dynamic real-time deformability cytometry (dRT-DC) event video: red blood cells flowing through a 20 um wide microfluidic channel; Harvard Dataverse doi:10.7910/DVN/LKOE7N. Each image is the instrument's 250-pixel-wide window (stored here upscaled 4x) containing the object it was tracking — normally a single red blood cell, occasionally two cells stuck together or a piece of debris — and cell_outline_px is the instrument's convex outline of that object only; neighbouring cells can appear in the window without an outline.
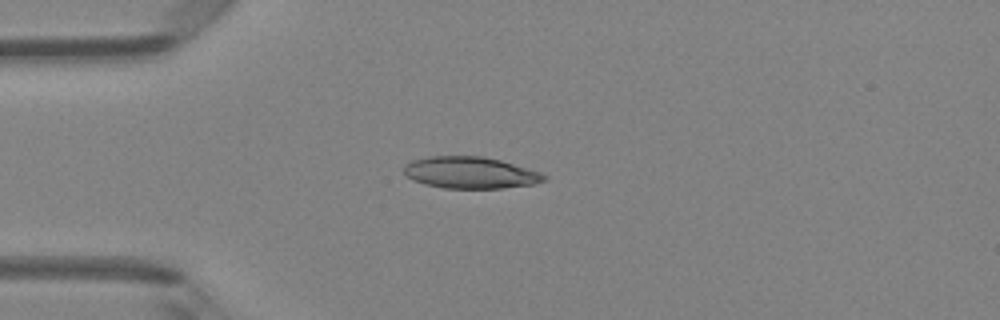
{"species": "Egyptian fruit bat (a non-hibernating species)", "species_latin": "Rousettus aegyptiacus", "temperature_condition": "room temperature", "stored_images_in_passage": 5, "camera_frame_rate_fps": 3000, "um_per_image_px": 0.085, "animal": {"sex": "female"}, "frame": {"image": 1, "passage_image": 3, "time_ms": 0.667, "image_size_px": [1000, 320], "cell_outline_px": [[548, 180], [532, 184], [504, 188], [444, 188], [424, 184], [412, 180], [404, 172], [404, 164], [412, 160], [428, 156], [480, 156], [500, 160], [528, 168], [540, 172], [548, 176]], "centroid_in_image_um": [39.98, 14.67], "position_along_channel_um": 45.0, "area_um2": 25.95}}
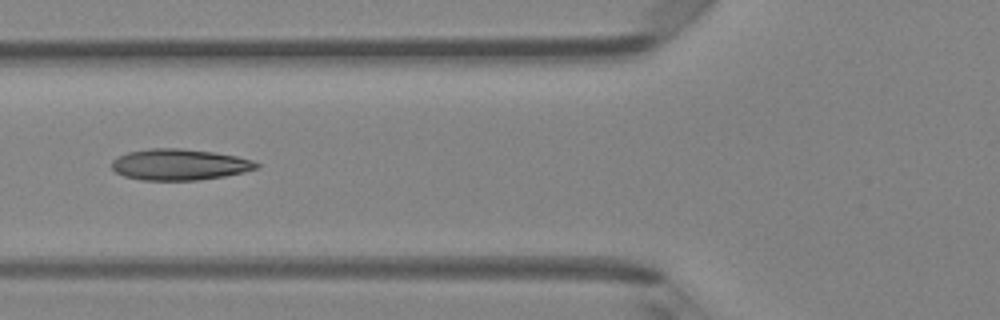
{"frame": {"image": 2, "passage_image": 5, "time_ms": 1.333, "image_size_px": [1000, 320], "cell_outline_px": [[260, 168], [244, 172], [224, 176], [196, 180], [140, 180], [124, 176], [116, 172], [112, 168], [112, 160], [128, 152], [148, 148], [180, 148], [212, 152], [236, 156], [252, 160], [260, 164]], "centroid_in_image_um": [15.26, 13.99], "position_along_channel_um": 110.5, "area_um2": 26.24}}